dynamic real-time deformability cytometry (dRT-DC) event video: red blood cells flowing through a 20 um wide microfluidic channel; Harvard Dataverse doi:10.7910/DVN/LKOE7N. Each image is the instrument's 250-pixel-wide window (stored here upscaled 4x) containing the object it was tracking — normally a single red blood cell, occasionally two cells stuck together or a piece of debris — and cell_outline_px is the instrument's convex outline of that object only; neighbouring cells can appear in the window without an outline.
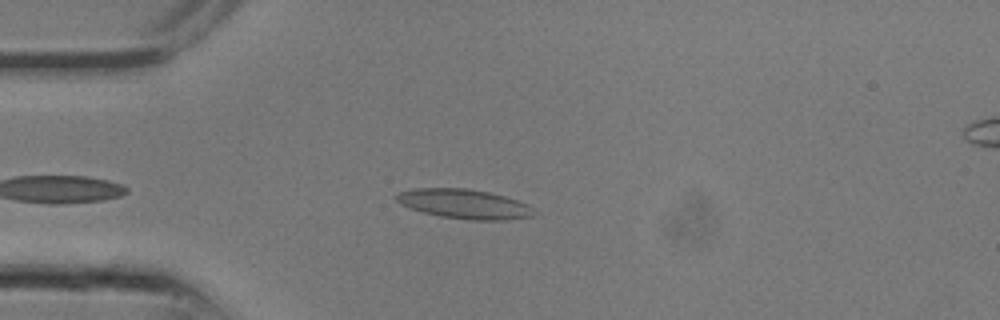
{"species": "common noctule bat (a hibernating species)", "species_latin": "Nyctalus noctula", "temperature_condition": "room temperature", "stored_images_in_passage": 10, "camera_frame_rate_fps": 3000, "um_per_image_px": 0.085, "animal": {"sex": "male", "body_mass_g": 13.3}, "frame": {"image": 1, "passage_image": 4, "time_ms": 1.0, "image_size_px": [1000, 320], "cell_outline_px": [[532, 216], [504, 220], [468, 220], [440, 216], [424, 212], [400, 204], [396, 200], [396, 196], [400, 192], [416, 188], [468, 188], [488, 192], [504, 196], [528, 204], [532, 208]], "centroid_in_image_um": [39.45, 17.33], "position_along_channel_um": 45.6, "area_um2": 23.35}}
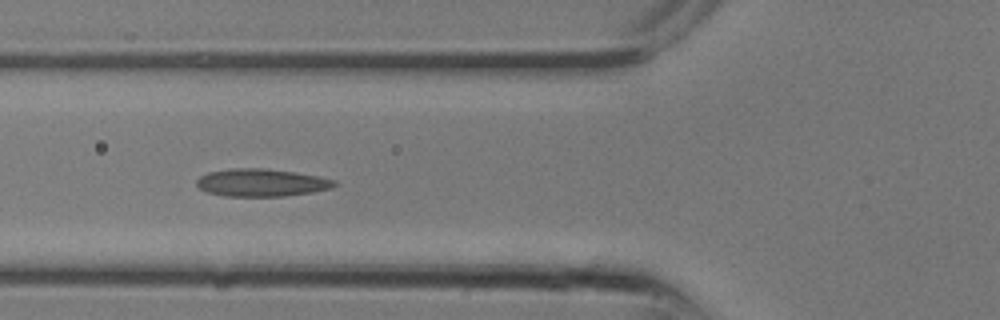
{"frame": {"image": 2, "passage_image": 7, "time_ms": 2.0, "image_size_px": [1000, 320], "cell_outline_px": [[340, 184], [332, 188], [312, 192], [284, 196], [224, 196], [208, 192], [200, 188], [196, 184], [196, 180], [200, 176], [208, 172], [232, 168], [264, 168], [292, 172], [316, 176], [336, 180]], "centroid_in_image_um": [22.23, 15.52], "position_along_channel_um": 103.6, "area_um2": 22.14}}
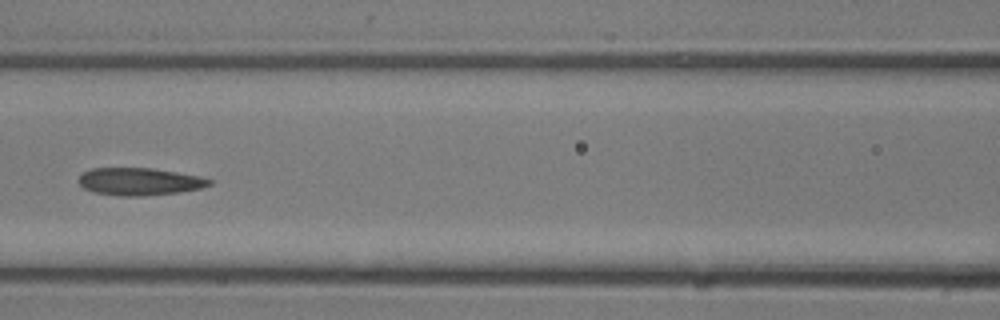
{"frame": {"image": 3, "passage_image": 9, "time_ms": 2.667, "image_size_px": [1000, 320], "cell_outline_px": [[212, 184], [200, 188], [176, 192], [140, 196], [120, 196], [92, 192], [84, 188], [80, 184], [80, 176], [84, 172], [92, 168], [152, 168], [200, 176], [212, 180]], "centroid_in_image_um": [11.85, 15.43], "position_along_channel_um": 154.8, "area_um2": 20.69}}